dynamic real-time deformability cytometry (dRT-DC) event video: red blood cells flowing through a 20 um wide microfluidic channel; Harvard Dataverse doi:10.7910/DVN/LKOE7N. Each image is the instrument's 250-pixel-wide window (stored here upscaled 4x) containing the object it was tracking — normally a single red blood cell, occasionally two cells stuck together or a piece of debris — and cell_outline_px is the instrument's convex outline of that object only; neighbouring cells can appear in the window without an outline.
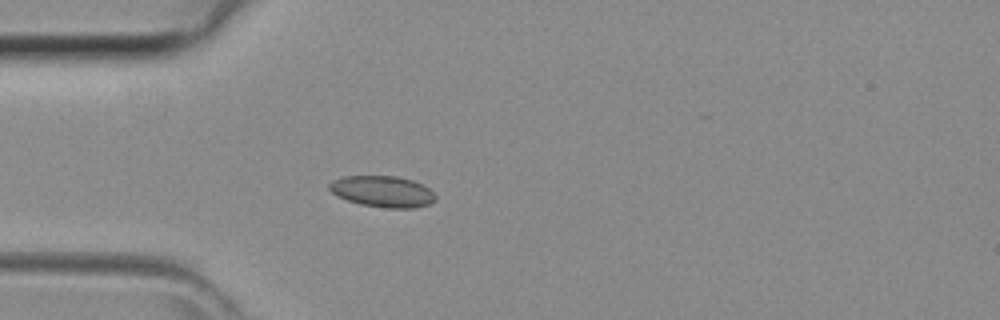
{"species": "common noctule bat (a hibernating species)", "species_latin": "Nyctalus noctula", "temperature_condition": "room temperature", "stored_images_in_passage": 34, "camera_frame_rate_fps": 3000, "um_per_image_px": 0.085, "animal": {"sex": "female", "body_mass_g": 29.2, "forearm_length_mm": 56.3}, "frame": {"image": 1, "passage_image": 7, "time_ms": 2.0, "image_size_px": [1000, 320], "cell_outline_px": [[436, 200], [428, 204], [412, 208], [384, 208], [360, 204], [336, 196], [328, 188], [328, 184], [332, 180], [344, 176], [396, 176], [412, 180], [428, 188], [436, 196]], "centroid_in_image_um": [32.48, 16.28], "position_along_channel_um": 52.5, "area_um2": 19.31}}
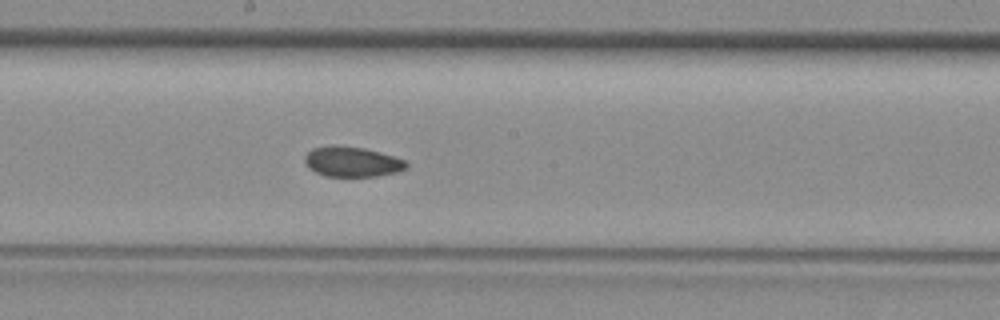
{"frame": {"image": 2, "passage_image": 18, "time_ms": 5.667, "image_size_px": [1000, 320], "cell_outline_px": [[408, 168], [396, 172], [376, 176], [324, 176], [308, 168], [304, 160], [304, 156], [312, 148], [332, 144], [336, 144], [364, 148], [380, 152], [408, 160]], "centroid_in_image_um": [29.93, 13.73], "position_along_channel_um": 218.3, "area_um2": 18.15}}
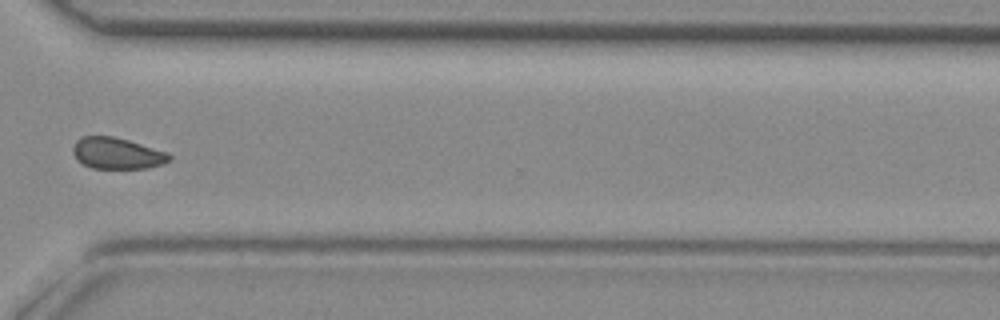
{"frame": {"image": 3, "passage_image": 27, "time_ms": 8.667, "image_size_px": [1000, 320], "cell_outline_px": [[172, 160], [148, 168], [92, 168], [76, 160], [72, 152], [72, 148], [76, 140], [80, 136], [112, 136], [128, 140], [168, 152], [172, 156]], "centroid_in_image_um": [9.93, 13.02], "position_along_channel_um": 360.7, "area_um2": 17.69}}